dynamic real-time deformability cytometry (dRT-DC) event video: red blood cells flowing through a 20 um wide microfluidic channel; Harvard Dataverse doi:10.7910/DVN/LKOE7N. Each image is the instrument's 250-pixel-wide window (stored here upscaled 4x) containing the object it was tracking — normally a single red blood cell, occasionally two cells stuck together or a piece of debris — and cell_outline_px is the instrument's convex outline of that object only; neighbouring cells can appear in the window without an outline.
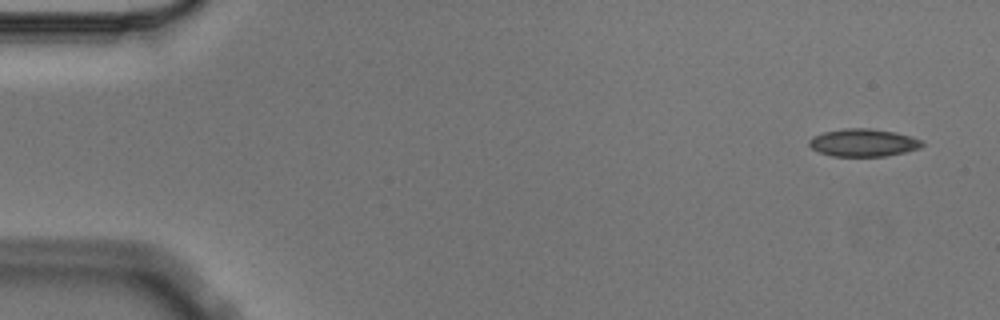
{"species": "Egyptian fruit bat (a non-hibernating species)", "species_latin": "Rousettus aegyptiacus", "temperature_condition": "cold", "stored_images_in_passage": 3, "camera_frame_rate_fps": 3000, "um_per_image_px": 0.085, "animal": {"sex": "male"}, "frame": {"image": 1, "passage_image": 1, "time_ms": 0.0, "image_size_px": [1000, 320], "cell_outline_px": [[924, 144], [920, 148], [904, 152], [884, 156], [832, 156], [820, 152], [812, 148], [808, 144], [808, 140], [812, 136], [824, 132], [844, 128], [868, 128], [896, 132], [912, 136], [920, 140]], "centroid_in_image_um": [73.37, 12.12], "position_along_channel_um": 11.6, "area_um2": 18.21}}